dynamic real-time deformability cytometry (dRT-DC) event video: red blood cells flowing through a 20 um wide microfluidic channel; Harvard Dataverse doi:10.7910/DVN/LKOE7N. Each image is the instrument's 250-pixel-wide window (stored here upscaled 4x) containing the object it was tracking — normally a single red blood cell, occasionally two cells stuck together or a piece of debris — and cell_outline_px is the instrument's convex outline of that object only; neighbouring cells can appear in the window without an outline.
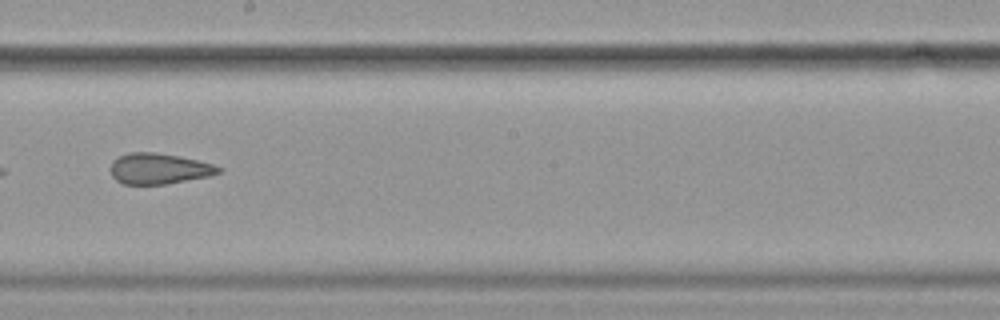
{"species": "common noctule bat (a hibernating species)", "species_latin": "Nyctalus noctula", "temperature_condition": "cold", "stored_images_in_passage": 36, "camera_frame_rate_fps": 3000, "um_per_image_px": 0.085, "animal": {"sex": "female", "body_mass_g": 19.9}, "frame": {"image": 1, "passage_image": 31, "time_ms": 10.0, "image_size_px": [1000, 320], "cell_outline_px": [[224, 168], [220, 172], [208, 176], [164, 184], [124, 184], [116, 180], [112, 176], [108, 168], [112, 160], [128, 152], [156, 152], [180, 156], [212, 164]], "centroid_in_image_um": [13.46, 14.32], "position_along_channel_um": 234.7, "area_um2": 19.42}}